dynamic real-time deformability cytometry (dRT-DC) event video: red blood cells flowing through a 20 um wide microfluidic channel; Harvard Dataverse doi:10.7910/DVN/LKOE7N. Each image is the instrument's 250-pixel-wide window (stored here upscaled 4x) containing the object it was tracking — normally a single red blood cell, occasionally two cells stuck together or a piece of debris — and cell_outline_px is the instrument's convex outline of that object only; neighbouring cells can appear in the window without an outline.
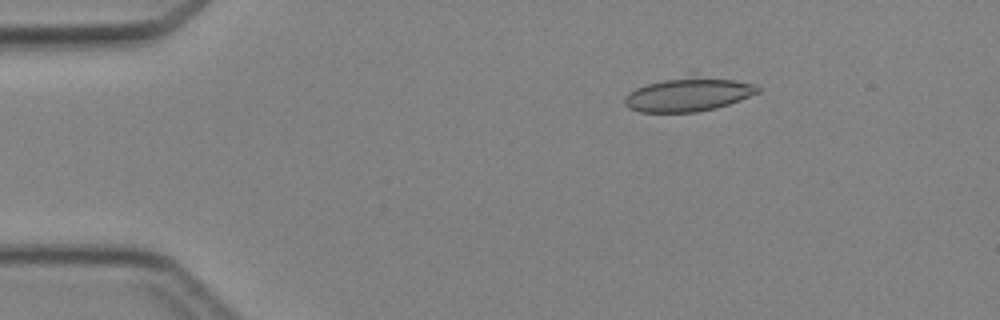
{"species": "Egyptian fruit bat (a non-hibernating species)", "species_latin": "Rousettus aegyptiacus", "temperature_condition": "cold", "stored_images_in_passage": 4, "camera_frame_rate_fps": 3000, "um_per_image_px": 0.085, "animal": {"sex": "female"}, "frame": {"image": 1, "passage_image": 2, "time_ms": 1.333, "image_size_px": [1000, 320], "cell_outline_px": [[760, 92], [740, 100], [716, 108], [696, 112], [640, 112], [628, 108], [624, 104], [624, 96], [628, 92], [636, 88], [688, 68], [756, 84], [760, 88]], "centroid_in_image_um": [58.53, 7.89], "position_along_channel_um": 26.5, "area_um2": 28.67}}
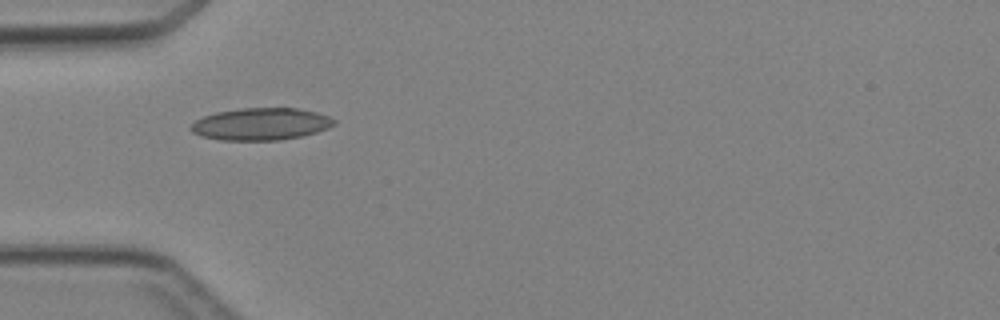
{"frame": {"image": 2, "passage_image": 4, "time_ms": 3.667, "image_size_px": [1000, 320], "cell_outline_px": [[336, 124], [328, 128], [316, 132], [300, 136], [280, 140], [220, 140], [200, 136], [192, 132], [192, 124], [196, 120], [204, 116], [216, 112], [240, 108], [296, 108], [316, 112], [328, 116], [336, 120]], "centroid_in_image_um": [22.18, 10.54], "position_along_channel_um": 62.8, "area_um2": 26.76}}